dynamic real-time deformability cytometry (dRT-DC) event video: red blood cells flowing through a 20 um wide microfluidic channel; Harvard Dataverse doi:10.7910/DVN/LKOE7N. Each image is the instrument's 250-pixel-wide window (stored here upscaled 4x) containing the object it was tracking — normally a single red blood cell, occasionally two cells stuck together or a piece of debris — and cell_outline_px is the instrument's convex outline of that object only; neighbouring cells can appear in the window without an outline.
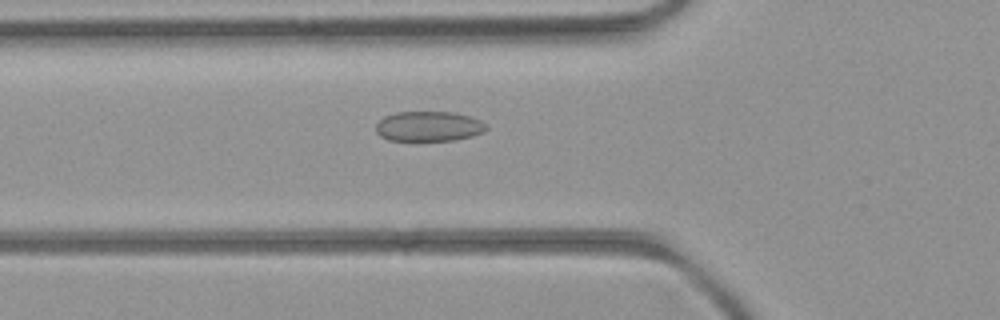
{"species": "common noctule bat (a hibernating species)", "species_latin": "Nyctalus noctula", "temperature_condition": "room temperature", "stored_images_in_passage": 41, "camera_frame_rate_fps": 3000, "um_per_image_px": 0.085, "animal": {"sex": "female", "body_mass_g": 21.9}, "frame": {"image": 1, "passage_image": 8, "time_ms": 2.333, "image_size_px": [1000, 320], "cell_outline_px": [[488, 128], [484, 132], [472, 136], [456, 140], [388, 140], [380, 136], [376, 132], [376, 124], [384, 116], [396, 112], [452, 112], [468, 116], [480, 120]], "centroid_in_image_um": [36.43, 10.74], "position_along_channel_um": 89.4, "area_um2": 19.25}}
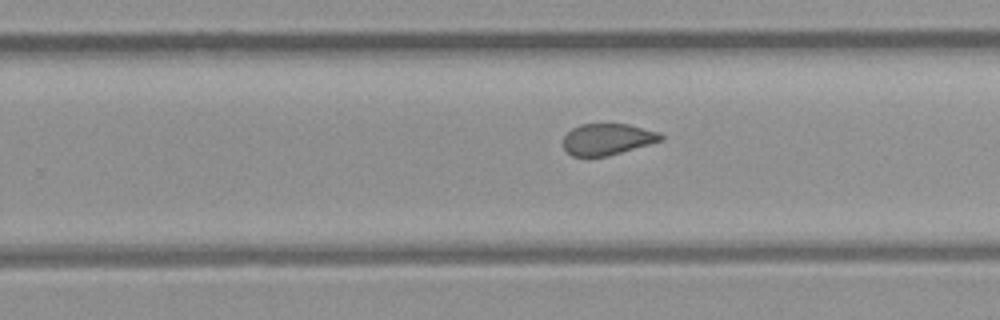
{"frame": {"image": 2, "passage_image": 22, "time_ms": 7.0, "image_size_px": [1000, 320], "cell_outline_px": [[664, 140], [608, 156], [572, 156], [564, 148], [564, 136], [572, 128], [580, 124], [628, 124], [660, 132], [664, 136]], "centroid_in_image_um": [51.66, 11.83], "position_along_channel_um": 278.1, "area_um2": 17.86}}
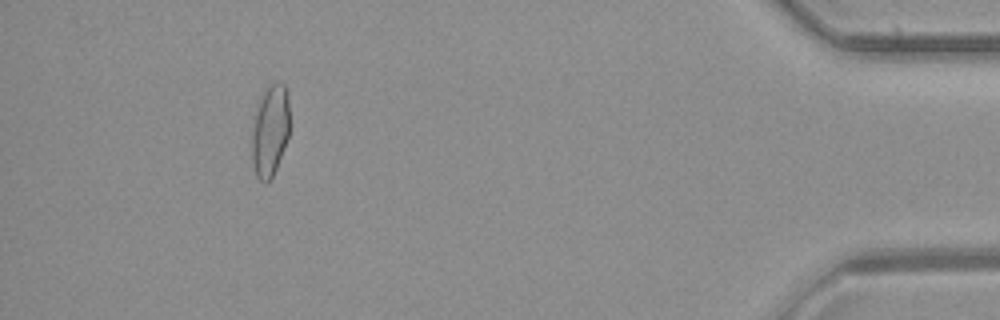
{"frame": {"image": 3, "passage_image": 37, "time_ms": 12.0, "image_size_px": [1000, 320], "cell_outline_px": [[288, 136], [276, 168], [272, 176], [264, 184], [256, 176], [252, 160], [252, 136], [260, 96], [268, 84], [284, 84], [288, 96]], "centroid_in_image_um": [22.95, 11.11], "position_along_channel_um": 412.3, "area_um2": 19.59}, "authors_computed_cell_mechanics": {"area_um2": 19.2474, "velocity_mm_per_s": 4.0317, "shape_relaxation_time_tau1_ms": null, "shape_relaxation_time_tau2_ms": 1.9045, "deformation_change_tau1": null, "deformation_change_tau2": 0.0774}}